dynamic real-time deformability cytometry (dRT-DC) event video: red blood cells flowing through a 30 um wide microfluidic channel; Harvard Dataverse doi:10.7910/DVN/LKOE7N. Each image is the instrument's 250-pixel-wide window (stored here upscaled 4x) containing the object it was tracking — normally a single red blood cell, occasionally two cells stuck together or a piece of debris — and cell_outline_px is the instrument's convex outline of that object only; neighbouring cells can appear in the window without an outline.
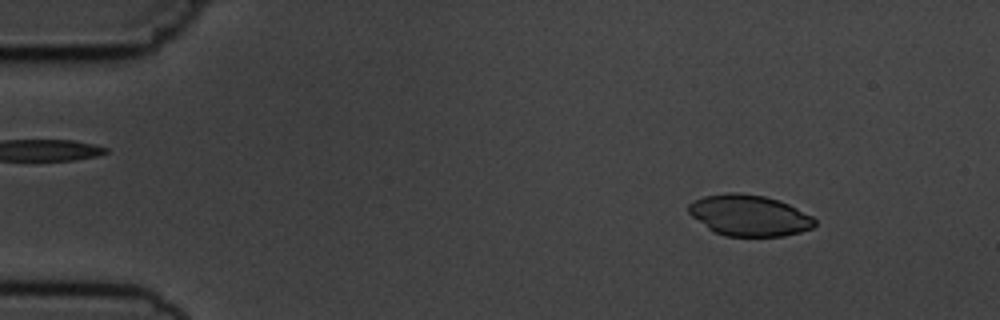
{"species": "common noctule bat (a hibernating species)", "species_latin": "Nyctalus noctula", "temperature_condition": "cold", "stored_images_in_passage": 8, "camera_frame_rate_fps": 3000, "um_per_image_px": 0.085, "animal": {"sex": "male", "body_mass_g": 19.5, "forearm_length_mm": 54.6}, "frame": {"image": 1, "passage_image": 2, "time_ms": 1.0, "image_size_px": [1000, 320], "cell_outline_px": [[816, 224], [812, 228], [800, 232], [784, 236], [724, 236], [712, 232], [692, 216], [688, 212], [688, 204], [692, 200], [704, 196], [728, 192], [740, 192], [764, 196], [780, 200], [812, 216], [816, 220]], "centroid_in_image_um": [63.66, 18.31], "position_along_channel_um": 21.3, "area_um2": 30.46}}